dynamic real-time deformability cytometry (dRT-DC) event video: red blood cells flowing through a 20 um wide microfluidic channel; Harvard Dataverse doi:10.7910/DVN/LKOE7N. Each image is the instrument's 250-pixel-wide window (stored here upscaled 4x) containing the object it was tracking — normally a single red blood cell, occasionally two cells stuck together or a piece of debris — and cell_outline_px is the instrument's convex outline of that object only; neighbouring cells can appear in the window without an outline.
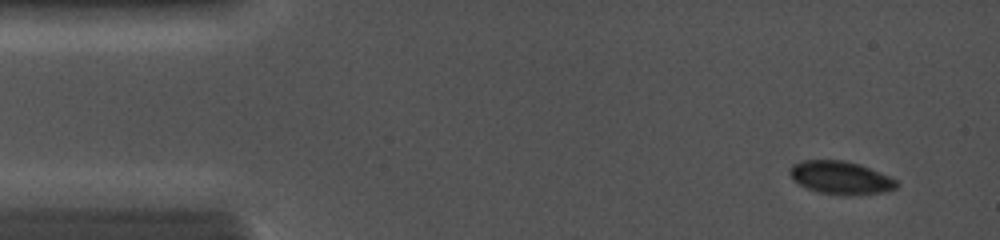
{"species": "common noctule bat (a hibernating species)", "species_latin": "Nyctalus noctula", "temperature_condition": "cold", "stored_images_in_passage": 29, "camera_frame_rate_fps": 5000, "um_per_image_px": 0.085, "animal": {"sex": "female", "body_mass_g": 19.0, "forearm_length_mm": 56.7}, "frame": {"image": 1, "passage_image": 3, "time_ms": 0.8, "image_size_px": [1000, 240], "cell_outline_px": [[900, 184], [896, 188], [884, 192], [848, 196], [820, 192], [808, 188], [792, 180], [788, 172], [788, 168], [792, 164], [804, 160], [844, 160], [860, 164], [888, 176], [896, 180]], "centroid_in_image_um": [71.43, 15.1], "position_along_channel_um": 13.6, "area_um2": 20.63}}
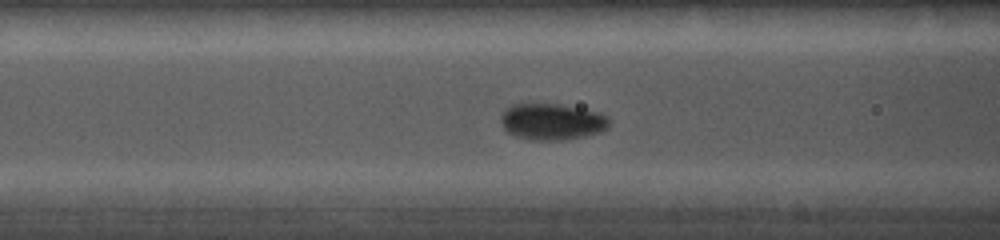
{"frame": {"image": 2, "passage_image": 17, "time_ms": 5.4, "image_size_px": [1000, 240], "cell_outline_px": [[608, 128], [584, 136], [564, 140], [532, 140], [516, 136], [508, 132], [504, 128], [500, 120], [500, 116], [504, 108], [520, 100], [560, 104], [580, 108], [596, 112], [608, 116]], "centroid_in_image_um": [46.81, 10.29], "position_along_channel_um": 119.8, "area_um2": 23.58}}
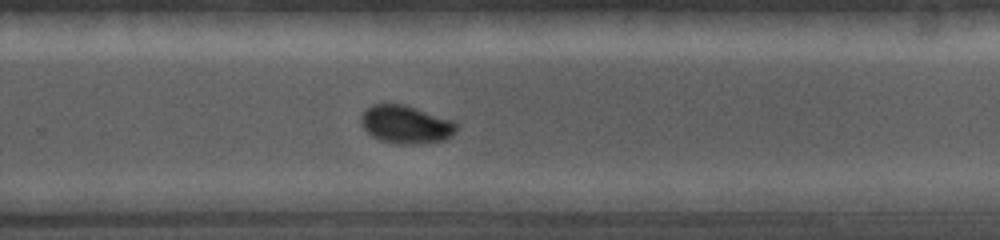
{"frame": {"image": 3, "passage_image": 29, "time_ms": 9.4, "image_size_px": [1000, 240], "cell_outline_px": [[460, 128], [448, 140], [412, 144], [400, 144], [380, 140], [372, 136], [360, 124], [360, 116], [372, 104], [404, 104], [452, 120], [460, 124]], "centroid_in_image_um": [34.55, 10.59], "position_along_channel_um": 295.3, "area_um2": 21.33}}